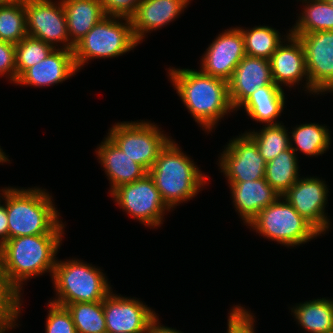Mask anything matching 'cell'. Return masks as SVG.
Returning <instances> with one entry per match:
<instances>
[{
    "label": "cell",
    "instance_id": "6da1fadb",
    "mask_svg": "<svg viewBox=\"0 0 333 333\" xmlns=\"http://www.w3.org/2000/svg\"><path fill=\"white\" fill-rule=\"evenodd\" d=\"M63 235L41 234L15 237L8 239L0 247L2 277L6 287L19 300L18 318L21 317L24 303L23 286L29 279L46 273H49L52 278Z\"/></svg>",
    "mask_w": 333,
    "mask_h": 333
},
{
    "label": "cell",
    "instance_id": "7a4b0ae2",
    "mask_svg": "<svg viewBox=\"0 0 333 333\" xmlns=\"http://www.w3.org/2000/svg\"><path fill=\"white\" fill-rule=\"evenodd\" d=\"M168 79L193 120L207 134L221 119L236 112L230 98L228 82L203 73L200 69L169 67Z\"/></svg>",
    "mask_w": 333,
    "mask_h": 333
},
{
    "label": "cell",
    "instance_id": "3957f363",
    "mask_svg": "<svg viewBox=\"0 0 333 333\" xmlns=\"http://www.w3.org/2000/svg\"><path fill=\"white\" fill-rule=\"evenodd\" d=\"M174 140L165 145L148 171L162 200L172 211L196 197L209 184V176Z\"/></svg>",
    "mask_w": 333,
    "mask_h": 333
},
{
    "label": "cell",
    "instance_id": "277c9868",
    "mask_svg": "<svg viewBox=\"0 0 333 333\" xmlns=\"http://www.w3.org/2000/svg\"><path fill=\"white\" fill-rule=\"evenodd\" d=\"M42 187H12L6 194L8 239L41 234H64L65 222L52 195Z\"/></svg>",
    "mask_w": 333,
    "mask_h": 333
},
{
    "label": "cell",
    "instance_id": "5b68a950",
    "mask_svg": "<svg viewBox=\"0 0 333 333\" xmlns=\"http://www.w3.org/2000/svg\"><path fill=\"white\" fill-rule=\"evenodd\" d=\"M51 279L55 297L49 301L64 307L70 303L103 301L113 290L101 268L79 258H57Z\"/></svg>",
    "mask_w": 333,
    "mask_h": 333
},
{
    "label": "cell",
    "instance_id": "8992f818",
    "mask_svg": "<svg viewBox=\"0 0 333 333\" xmlns=\"http://www.w3.org/2000/svg\"><path fill=\"white\" fill-rule=\"evenodd\" d=\"M139 44L130 19L106 16L74 45L75 65L80 71L91 60L119 57Z\"/></svg>",
    "mask_w": 333,
    "mask_h": 333
},
{
    "label": "cell",
    "instance_id": "52a82bcc",
    "mask_svg": "<svg viewBox=\"0 0 333 333\" xmlns=\"http://www.w3.org/2000/svg\"><path fill=\"white\" fill-rule=\"evenodd\" d=\"M247 228L288 248H296L322 236L283 196L262 209Z\"/></svg>",
    "mask_w": 333,
    "mask_h": 333
},
{
    "label": "cell",
    "instance_id": "ba28073f",
    "mask_svg": "<svg viewBox=\"0 0 333 333\" xmlns=\"http://www.w3.org/2000/svg\"><path fill=\"white\" fill-rule=\"evenodd\" d=\"M107 136L147 171L154 165L160 151L172 139L159 125L147 119L114 123Z\"/></svg>",
    "mask_w": 333,
    "mask_h": 333
},
{
    "label": "cell",
    "instance_id": "9c48e42d",
    "mask_svg": "<svg viewBox=\"0 0 333 333\" xmlns=\"http://www.w3.org/2000/svg\"><path fill=\"white\" fill-rule=\"evenodd\" d=\"M109 195L130 218L150 229L161 227L164 215L172 211L162 200L149 173L137 181L115 188Z\"/></svg>",
    "mask_w": 333,
    "mask_h": 333
},
{
    "label": "cell",
    "instance_id": "30bf717a",
    "mask_svg": "<svg viewBox=\"0 0 333 333\" xmlns=\"http://www.w3.org/2000/svg\"><path fill=\"white\" fill-rule=\"evenodd\" d=\"M25 10L28 36L54 49L73 50L61 0H25Z\"/></svg>",
    "mask_w": 333,
    "mask_h": 333
},
{
    "label": "cell",
    "instance_id": "8fae6325",
    "mask_svg": "<svg viewBox=\"0 0 333 333\" xmlns=\"http://www.w3.org/2000/svg\"><path fill=\"white\" fill-rule=\"evenodd\" d=\"M217 160L220 173H223L227 182L265 178L266 161L255 142L245 132L230 139Z\"/></svg>",
    "mask_w": 333,
    "mask_h": 333
},
{
    "label": "cell",
    "instance_id": "7c38bea8",
    "mask_svg": "<svg viewBox=\"0 0 333 333\" xmlns=\"http://www.w3.org/2000/svg\"><path fill=\"white\" fill-rule=\"evenodd\" d=\"M328 188L325 179L308 175L300 177L283 195L321 235L329 233L328 231L332 228L330 216L325 209L328 204V193H330Z\"/></svg>",
    "mask_w": 333,
    "mask_h": 333
},
{
    "label": "cell",
    "instance_id": "4fadbf2b",
    "mask_svg": "<svg viewBox=\"0 0 333 333\" xmlns=\"http://www.w3.org/2000/svg\"><path fill=\"white\" fill-rule=\"evenodd\" d=\"M292 35L304 48L310 95L322 96L333 86V30Z\"/></svg>",
    "mask_w": 333,
    "mask_h": 333
},
{
    "label": "cell",
    "instance_id": "5bb4252c",
    "mask_svg": "<svg viewBox=\"0 0 333 333\" xmlns=\"http://www.w3.org/2000/svg\"><path fill=\"white\" fill-rule=\"evenodd\" d=\"M112 290L103 300L107 333H147L158 314L136 297L118 295Z\"/></svg>",
    "mask_w": 333,
    "mask_h": 333
},
{
    "label": "cell",
    "instance_id": "9a60e30c",
    "mask_svg": "<svg viewBox=\"0 0 333 333\" xmlns=\"http://www.w3.org/2000/svg\"><path fill=\"white\" fill-rule=\"evenodd\" d=\"M246 56L244 39L239 27L222 31L208 45L200 58V70L213 77L229 81L235 68Z\"/></svg>",
    "mask_w": 333,
    "mask_h": 333
},
{
    "label": "cell",
    "instance_id": "2e32d148",
    "mask_svg": "<svg viewBox=\"0 0 333 333\" xmlns=\"http://www.w3.org/2000/svg\"><path fill=\"white\" fill-rule=\"evenodd\" d=\"M269 61L272 79L277 86L282 89L284 86L285 88L288 86L291 89L304 83L302 90L306 94H310L304 48L297 36L290 33L278 46Z\"/></svg>",
    "mask_w": 333,
    "mask_h": 333
},
{
    "label": "cell",
    "instance_id": "e0dca14e",
    "mask_svg": "<svg viewBox=\"0 0 333 333\" xmlns=\"http://www.w3.org/2000/svg\"><path fill=\"white\" fill-rule=\"evenodd\" d=\"M77 72L73 50L54 49L44 60L28 68L15 85L50 87L63 83Z\"/></svg>",
    "mask_w": 333,
    "mask_h": 333
},
{
    "label": "cell",
    "instance_id": "ac0fdd59",
    "mask_svg": "<svg viewBox=\"0 0 333 333\" xmlns=\"http://www.w3.org/2000/svg\"><path fill=\"white\" fill-rule=\"evenodd\" d=\"M192 0H142L130 18L136 40L141 44L147 33L162 29L179 18Z\"/></svg>",
    "mask_w": 333,
    "mask_h": 333
},
{
    "label": "cell",
    "instance_id": "d6986e66",
    "mask_svg": "<svg viewBox=\"0 0 333 333\" xmlns=\"http://www.w3.org/2000/svg\"><path fill=\"white\" fill-rule=\"evenodd\" d=\"M273 82L270 61L246 55L228 81L229 98L235 110L259 87Z\"/></svg>",
    "mask_w": 333,
    "mask_h": 333
},
{
    "label": "cell",
    "instance_id": "ffe728a7",
    "mask_svg": "<svg viewBox=\"0 0 333 333\" xmlns=\"http://www.w3.org/2000/svg\"><path fill=\"white\" fill-rule=\"evenodd\" d=\"M98 163L109 180V194L117 187L144 177L148 171L125 154L107 135L95 149Z\"/></svg>",
    "mask_w": 333,
    "mask_h": 333
},
{
    "label": "cell",
    "instance_id": "44dd1931",
    "mask_svg": "<svg viewBox=\"0 0 333 333\" xmlns=\"http://www.w3.org/2000/svg\"><path fill=\"white\" fill-rule=\"evenodd\" d=\"M227 184L235 211L246 226L262 209L280 197L265 178L245 182H227Z\"/></svg>",
    "mask_w": 333,
    "mask_h": 333
},
{
    "label": "cell",
    "instance_id": "7402d4cb",
    "mask_svg": "<svg viewBox=\"0 0 333 333\" xmlns=\"http://www.w3.org/2000/svg\"><path fill=\"white\" fill-rule=\"evenodd\" d=\"M284 89L275 83L259 87L236 110L246 112L252 121L265 125H276L286 107ZM278 119V120H277Z\"/></svg>",
    "mask_w": 333,
    "mask_h": 333
},
{
    "label": "cell",
    "instance_id": "603a6c76",
    "mask_svg": "<svg viewBox=\"0 0 333 333\" xmlns=\"http://www.w3.org/2000/svg\"><path fill=\"white\" fill-rule=\"evenodd\" d=\"M70 42L75 45L104 17L99 0H61Z\"/></svg>",
    "mask_w": 333,
    "mask_h": 333
},
{
    "label": "cell",
    "instance_id": "cb8c5ba5",
    "mask_svg": "<svg viewBox=\"0 0 333 333\" xmlns=\"http://www.w3.org/2000/svg\"><path fill=\"white\" fill-rule=\"evenodd\" d=\"M292 307H289L290 314L305 333H333L332 298L320 297L295 303Z\"/></svg>",
    "mask_w": 333,
    "mask_h": 333
},
{
    "label": "cell",
    "instance_id": "d4e9b609",
    "mask_svg": "<svg viewBox=\"0 0 333 333\" xmlns=\"http://www.w3.org/2000/svg\"><path fill=\"white\" fill-rule=\"evenodd\" d=\"M290 130V147L298 156L300 151L308 157H318L331 148V131L326 124L302 123ZM293 141V142H292Z\"/></svg>",
    "mask_w": 333,
    "mask_h": 333
},
{
    "label": "cell",
    "instance_id": "484cf974",
    "mask_svg": "<svg viewBox=\"0 0 333 333\" xmlns=\"http://www.w3.org/2000/svg\"><path fill=\"white\" fill-rule=\"evenodd\" d=\"M298 158L290 147L279 153L274 159L266 162L265 179L280 196H283L302 177L299 174Z\"/></svg>",
    "mask_w": 333,
    "mask_h": 333
},
{
    "label": "cell",
    "instance_id": "4316f807",
    "mask_svg": "<svg viewBox=\"0 0 333 333\" xmlns=\"http://www.w3.org/2000/svg\"><path fill=\"white\" fill-rule=\"evenodd\" d=\"M304 6L290 29L291 34L333 30V7L327 0H298ZM305 4V5H304Z\"/></svg>",
    "mask_w": 333,
    "mask_h": 333
},
{
    "label": "cell",
    "instance_id": "83f0119b",
    "mask_svg": "<svg viewBox=\"0 0 333 333\" xmlns=\"http://www.w3.org/2000/svg\"><path fill=\"white\" fill-rule=\"evenodd\" d=\"M244 39L246 55L270 59L278 46L290 34V28L285 35L271 26L259 25L252 28L240 27ZM283 35V36H282Z\"/></svg>",
    "mask_w": 333,
    "mask_h": 333
},
{
    "label": "cell",
    "instance_id": "f1b7e54d",
    "mask_svg": "<svg viewBox=\"0 0 333 333\" xmlns=\"http://www.w3.org/2000/svg\"><path fill=\"white\" fill-rule=\"evenodd\" d=\"M288 129L289 127H285L284 123H280L263 125L259 130L249 129L245 133L255 142L260 155L268 162L290 148Z\"/></svg>",
    "mask_w": 333,
    "mask_h": 333
},
{
    "label": "cell",
    "instance_id": "f546056e",
    "mask_svg": "<svg viewBox=\"0 0 333 333\" xmlns=\"http://www.w3.org/2000/svg\"><path fill=\"white\" fill-rule=\"evenodd\" d=\"M65 307L77 333H107L103 301L70 303Z\"/></svg>",
    "mask_w": 333,
    "mask_h": 333
},
{
    "label": "cell",
    "instance_id": "4dcf8cb0",
    "mask_svg": "<svg viewBox=\"0 0 333 333\" xmlns=\"http://www.w3.org/2000/svg\"><path fill=\"white\" fill-rule=\"evenodd\" d=\"M26 36L25 0L0 5V40L16 45Z\"/></svg>",
    "mask_w": 333,
    "mask_h": 333
},
{
    "label": "cell",
    "instance_id": "1f68e13d",
    "mask_svg": "<svg viewBox=\"0 0 333 333\" xmlns=\"http://www.w3.org/2000/svg\"><path fill=\"white\" fill-rule=\"evenodd\" d=\"M54 48L42 40L26 36L15 45L18 78L30 67L44 60Z\"/></svg>",
    "mask_w": 333,
    "mask_h": 333
},
{
    "label": "cell",
    "instance_id": "d6a6232c",
    "mask_svg": "<svg viewBox=\"0 0 333 333\" xmlns=\"http://www.w3.org/2000/svg\"><path fill=\"white\" fill-rule=\"evenodd\" d=\"M45 333H77L68 309L48 300Z\"/></svg>",
    "mask_w": 333,
    "mask_h": 333
},
{
    "label": "cell",
    "instance_id": "836d02e7",
    "mask_svg": "<svg viewBox=\"0 0 333 333\" xmlns=\"http://www.w3.org/2000/svg\"><path fill=\"white\" fill-rule=\"evenodd\" d=\"M0 77L12 84L17 82L15 45L0 40Z\"/></svg>",
    "mask_w": 333,
    "mask_h": 333
},
{
    "label": "cell",
    "instance_id": "e575fe53",
    "mask_svg": "<svg viewBox=\"0 0 333 333\" xmlns=\"http://www.w3.org/2000/svg\"><path fill=\"white\" fill-rule=\"evenodd\" d=\"M106 16L130 19L142 0H99Z\"/></svg>",
    "mask_w": 333,
    "mask_h": 333
},
{
    "label": "cell",
    "instance_id": "d590c367",
    "mask_svg": "<svg viewBox=\"0 0 333 333\" xmlns=\"http://www.w3.org/2000/svg\"><path fill=\"white\" fill-rule=\"evenodd\" d=\"M245 307L234 305V333H256V317Z\"/></svg>",
    "mask_w": 333,
    "mask_h": 333
},
{
    "label": "cell",
    "instance_id": "8d00e7d4",
    "mask_svg": "<svg viewBox=\"0 0 333 333\" xmlns=\"http://www.w3.org/2000/svg\"><path fill=\"white\" fill-rule=\"evenodd\" d=\"M18 321V308H0V333L16 329L20 325Z\"/></svg>",
    "mask_w": 333,
    "mask_h": 333
},
{
    "label": "cell",
    "instance_id": "74e56055",
    "mask_svg": "<svg viewBox=\"0 0 333 333\" xmlns=\"http://www.w3.org/2000/svg\"><path fill=\"white\" fill-rule=\"evenodd\" d=\"M18 305L19 300L4 283L0 264V308H18Z\"/></svg>",
    "mask_w": 333,
    "mask_h": 333
},
{
    "label": "cell",
    "instance_id": "f35d334b",
    "mask_svg": "<svg viewBox=\"0 0 333 333\" xmlns=\"http://www.w3.org/2000/svg\"><path fill=\"white\" fill-rule=\"evenodd\" d=\"M8 240V219L6 212V196L0 205V247Z\"/></svg>",
    "mask_w": 333,
    "mask_h": 333
},
{
    "label": "cell",
    "instance_id": "ab89813d",
    "mask_svg": "<svg viewBox=\"0 0 333 333\" xmlns=\"http://www.w3.org/2000/svg\"><path fill=\"white\" fill-rule=\"evenodd\" d=\"M159 314H157L149 324L147 333H183L182 331L177 330L176 328L165 326L160 323Z\"/></svg>",
    "mask_w": 333,
    "mask_h": 333
},
{
    "label": "cell",
    "instance_id": "60d3db41",
    "mask_svg": "<svg viewBox=\"0 0 333 333\" xmlns=\"http://www.w3.org/2000/svg\"><path fill=\"white\" fill-rule=\"evenodd\" d=\"M227 330L226 333H234V305L231 307L227 317Z\"/></svg>",
    "mask_w": 333,
    "mask_h": 333
},
{
    "label": "cell",
    "instance_id": "b9f144b4",
    "mask_svg": "<svg viewBox=\"0 0 333 333\" xmlns=\"http://www.w3.org/2000/svg\"><path fill=\"white\" fill-rule=\"evenodd\" d=\"M4 163H10L9 156L6 155L5 151L0 146V164L3 165Z\"/></svg>",
    "mask_w": 333,
    "mask_h": 333
},
{
    "label": "cell",
    "instance_id": "7bdbcfd3",
    "mask_svg": "<svg viewBox=\"0 0 333 333\" xmlns=\"http://www.w3.org/2000/svg\"><path fill=\"white\" fill-rule=\"evenodd\" d=\"M12 188V186H8L0 189V205H2V202H4L6 194L9 192V190ZM2 199V200H1Z\"/></svg>",
    "mask_w": 333,
    "mask_h": 333
},
{
    "label": "cell",
    "instance_id": "ee69618b",
    "mask_svg": "<svg viewBox=\"0 0 333 333\" xmlns=\"http://www.w3.org/2000/svg\"><path fill=\"white\" fill-rule=\"evenodd\" d=\"M22 0H0V5L11 4Z\"/></svg>",
    "mask_w": 333,
    "mask_h": 333
},
{
    "label": "cell",
    "instance_id": "f6af8a7d",
    "mask_svg": "<svg viewBox=\"0 0 333 333\" xmlns=\"http://www.w3.org/2000/svg\"><path fill=\"white\" fill-rule=\"evenodd\" d=\"M329 92H330L331 94L333 93V86H332L329 90H327L325 94H327V93H329Z\"/></svg>",
    "mask_w": 333,
    "mask_h": 333
},
{
    "label": "cell",
    "instance_id": "bcb514c9",
    "mask_svg": "<svg viewBox=\"0 0 333 333\" xmlns=\"http://www.w3.org/2000/svg\"><path fill=\"white\" fill-rule=\"evenodd\" d=\"M329 3H330V5L333 7V0H327Z\"/></svg>",
    "mask_w": 333,
    "mask_h": 333
}]
</instances>
